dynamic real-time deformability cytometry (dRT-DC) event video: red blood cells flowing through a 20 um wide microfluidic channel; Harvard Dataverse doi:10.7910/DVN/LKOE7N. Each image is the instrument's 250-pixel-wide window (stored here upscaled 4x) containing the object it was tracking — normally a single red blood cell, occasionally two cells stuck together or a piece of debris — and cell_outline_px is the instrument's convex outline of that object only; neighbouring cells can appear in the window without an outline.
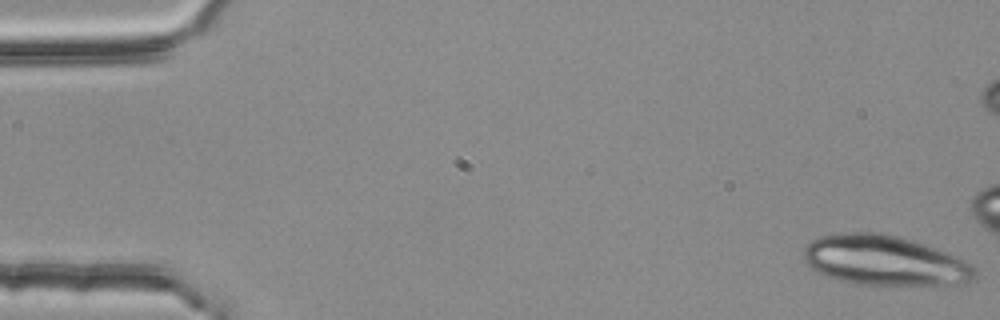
{"species": "common noctule bat (a hibernating species)", "species_latin": "Nyctalus noctula", "temperature_condition": "room temperature", "stored_images_in_passage": 9, "camera_frame_rate_fps": 3000, "um_per_image_px": 0.085, "animal": {"sex": "female", "body_mass_g": 25.1}, "frame": {"image": 1, "passage_image": 1, "time_ms": 0.0, "image_size_px": [1000, 320], "cell_outline_px": [[976, 276], [972, 280], [964, 284], [852, 284], [836, 280], [816, 272], [804, 260], [804, 244], [820, 236], [852, 232], [880, 232], [912, 240], [936, 248], [956, 256], [972, 264], [976, 268]], "centroid_in_image_um": [75.17, 22.14], "position_along_channel_um": 9.8, "area_um2": 49.88}}